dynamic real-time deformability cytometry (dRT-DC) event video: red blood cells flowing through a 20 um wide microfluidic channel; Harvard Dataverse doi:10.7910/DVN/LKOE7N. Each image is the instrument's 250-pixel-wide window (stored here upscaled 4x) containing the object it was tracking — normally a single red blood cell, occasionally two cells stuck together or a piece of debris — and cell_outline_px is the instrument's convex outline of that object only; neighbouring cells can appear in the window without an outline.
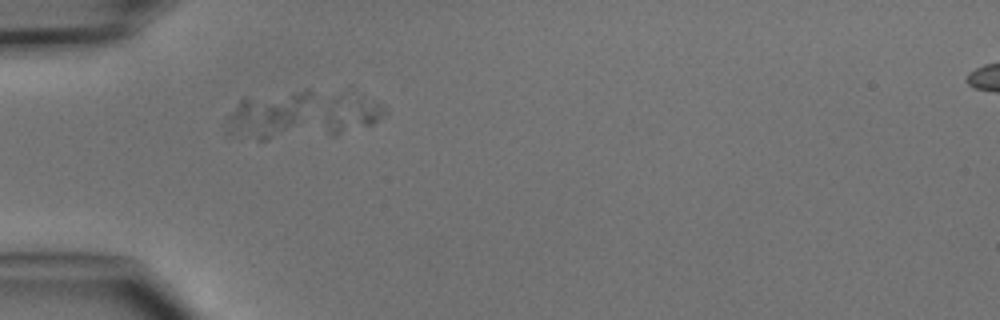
{"species": "common noctule bat (a hibernating species)", "species_latin": "Nyctalus noctula", "temperature_condition": "cold", "stored_images_in_passage": 4, "camera_frame_rate_fps": 3000, "um_per_image_px": 0.085, "animal": {"sex": "male", "body_mass_g": 15.6}, "frame": {"image": 1, "passage_image": 1, "time_ms": 0.0, "image_size_px": [1000, 320], "cell_outline_px": [[312, 92], [292, 120], [284, 128], [264, 140], [256, 140], [228, 132], [228, 116], [240, 100], [244, 96], [308, 88]], "centroid_in_image_um": [22.6, 9.62], "position_along_channel_um": 62.4, "area_um2": 20.11}}
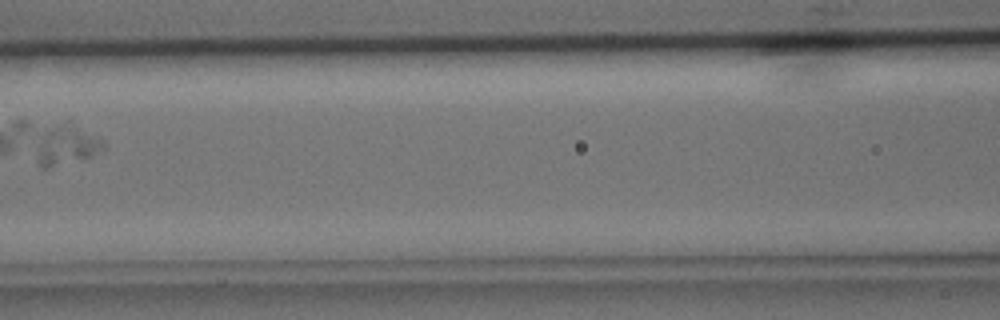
{"frame": {"image": 2, "passage_image": 3, "time_ms": 2.667, "image_size_px": [1000, 320], "cell_outline_px": [[104, 148], [92, 156], [84, 160], [48, 168], [40, 168], [40, 144], [48, 132], [56, 128], [76, 128], [96, 136], [104, 140]], "centroid_in_image_um": [5.79, 12.49], "position_along_channel_um": 160.8, "area_um2": 13.64}}